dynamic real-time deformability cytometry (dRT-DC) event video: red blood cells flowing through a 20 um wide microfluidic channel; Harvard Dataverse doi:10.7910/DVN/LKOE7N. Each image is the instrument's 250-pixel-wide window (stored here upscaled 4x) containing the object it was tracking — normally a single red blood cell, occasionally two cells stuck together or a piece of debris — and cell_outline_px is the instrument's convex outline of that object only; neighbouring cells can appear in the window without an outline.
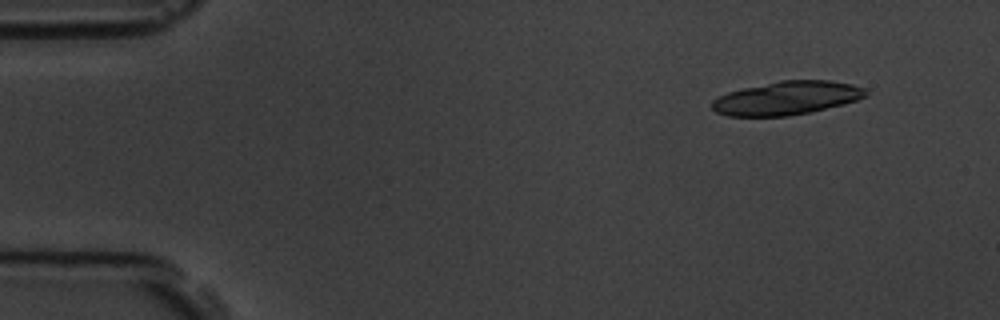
{"species": "common noctule bat (a hibernating species)", "species_latin": "Nyctalus noctula", "temperature_condition": "room temperature", "stored_images_in_passage": 5, "camera_frame_rate_fps": 3000, "um_per_image_px": 0.085, "animal": {"sex": "male", "body_mass_g": 19.5, "forearm_length_mm": 54.6}, "frame": {"image": 1, "passage_image": 2, "time_ms": 1.0, "image_size_px": [1000, 320], "cell_outline_px": [[868, 96], [844, 104], [812, 112], [788, 116], [728, 116], [716, 112], [712, 108], [712, 100], [728, 92], [744, 88], [780, 80], [828, 80], [852, 84], [864, 88], [868, 92]], "centroid_in_image_um": [66.9, 8.34], "position_along_channel_um": 18.1, "area_um2": 30.06}}